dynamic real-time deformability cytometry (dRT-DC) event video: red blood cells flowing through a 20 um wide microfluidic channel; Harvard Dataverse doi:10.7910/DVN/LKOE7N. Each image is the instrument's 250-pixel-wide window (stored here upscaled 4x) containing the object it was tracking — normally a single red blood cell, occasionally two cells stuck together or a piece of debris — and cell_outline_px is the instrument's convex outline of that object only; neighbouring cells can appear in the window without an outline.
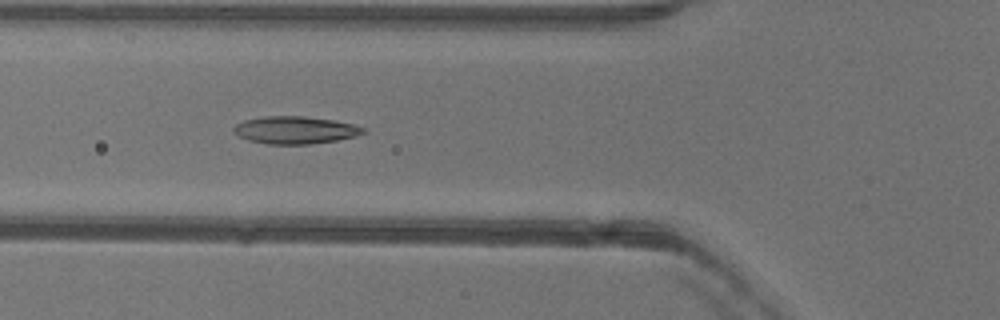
{"species": "common noctule bat (a hibernating species)", "species_latin": "Nyctalus noctula", "temperature_condition": "warm", "stored_images_in_passage": 43, "camera_frame_rate_fps": 3000, "um_per_image_px": 0.085, "animal": {"sex": "female"}, "frame": {"image": 1, "passage_image": 10, "time_ms": 3.0, "image_size_px": [1000, 320], "cell_outline_px": [[368, 132], [356, 136], [336, 140], [308, 144], [268, 144], [248, 140], [232, 132], [232, 128], [236, 124], [244, 120], [264, 116], [304, 116], [332, 120], [352, 124], [364, 128]], "centroid_in_image_um": [25.07, 11.05], "position_along_channel_um": 100.7, "area_um2": 20.69}}
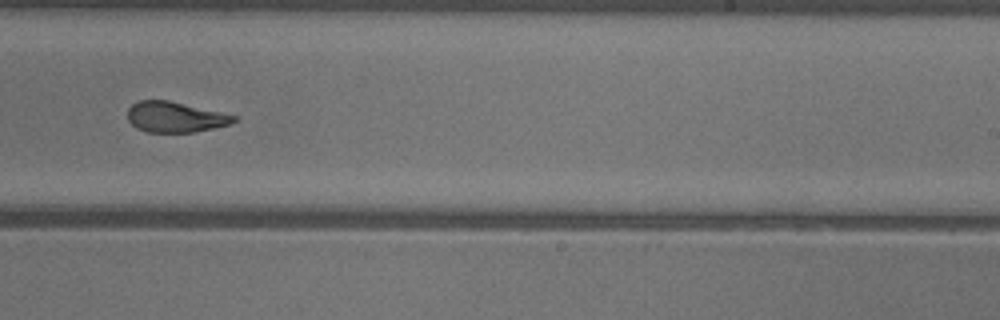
{"frame": {"image": 2, "passage_image": 23, "time_ms": 7.333, "image_size_px": [1000, 320], "cell_outline_px": [[236, 120], [232, 124], [192, 132], [148, 132], [136, 128], [128, 120], [128, 108], [132, 104], [140, 100], [168, 100], [220, 112], [236, 116]], "centroid_in_image_um": [14.86, 9.95], "position_along_channel_um": 274.1, "area_um2": 18.73}}
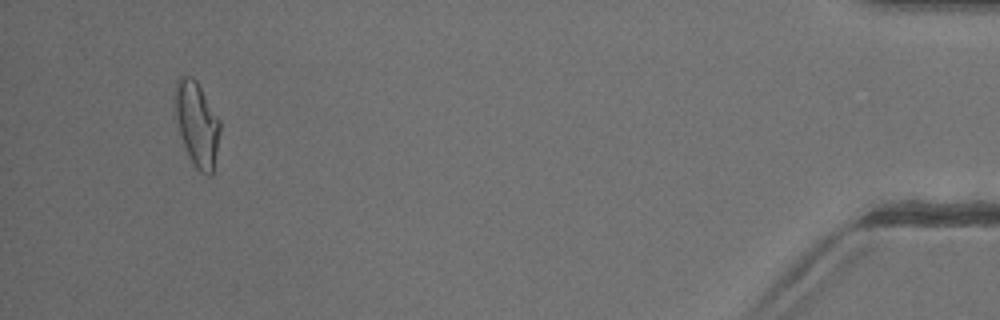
{"frame": {"image": 3, "passage_image": 40, "time_ms": 13.0, "image_size_px": [1000, 320], "cell_outline_px": [[220, 132], [212, 176], [208, 176], [200, 172], [192, 164], [188, 156], [180, 136], [176, 120], [172, 100], [176, 80], [180, 76], [192, 76], [196, 80], [220, 120]], "centroid_in_image_um": [16.7, 10.52], "position_along_channel_um": 418.5, "area_um2": 22.66}, "authors_computed_cell_mechanics": {"area_um2": 20.4034, "velocity_mm_per_s": 3.9977, "shape_relaxation_time_tau1_ms": 6.6213, "shape_relaxation_time_tau2_ms": 1.6752, "deformation_change_tau1": 0.229, "deformation_change_tau2": 0.0947}}